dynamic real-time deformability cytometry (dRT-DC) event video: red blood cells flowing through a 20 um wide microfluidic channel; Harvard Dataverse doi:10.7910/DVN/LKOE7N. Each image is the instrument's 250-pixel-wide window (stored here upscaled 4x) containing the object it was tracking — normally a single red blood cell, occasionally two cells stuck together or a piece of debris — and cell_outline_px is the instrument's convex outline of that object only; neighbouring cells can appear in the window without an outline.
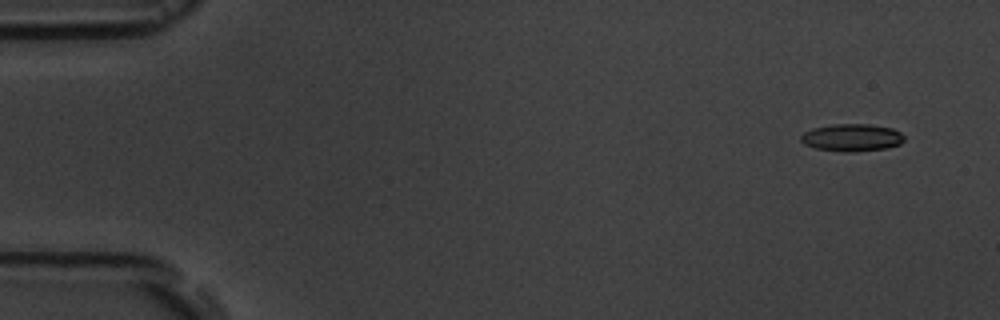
{"species": "common noctule bat (a hibernating species)", "species_latin": "Nyctalus noctula", "temperature_condition": "room temperature", "stored_images_in_passage": 4, "camera_frame_rate_fps": 3000, "um_per_image_px": 0.085, "animal": {"sex": "male", "body_mass_g": 19.5, "forearm_length_mm": 54.6}, "frame": {"image": 1, "passage_image": 1, "time_ms": 0.0, "image_size_px": [1000, 320], "cell_outline_px": [[904, 140], [900, 144], [884, 148], [852, 152], [844, 152], [816, 148], [804, 144], [800, 140], [800, 136], [804, 132], [812, 128], [832, 124], [872, 124], [892, 128], [900, 132], [904, 136]], "centroid_in_image_um": [72.39, 11.68], "position_along_channel_um": 12.6, "area_um2": 16.53}}
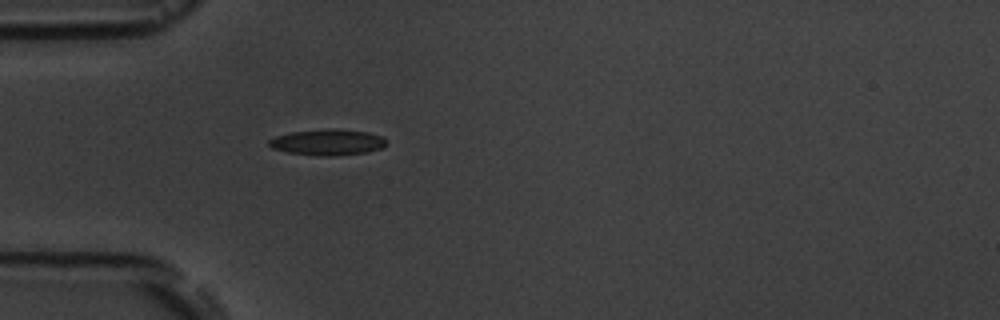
{"frame": {"image": 2, "passage_image": 4, "time_ms": 4.333, "image_size_px": [1000, 320], "cell_outline_px": [[388, 144], [380, 148], [368, 152], [332, 156], [316, 156], [288, 152], [272, 148], [268, 144], [268, 140], [276, 136], [292, 132], [328, 128], [368, 132], [380, 136], [388, 140]], "centroid_in_image_um": [27.86, 12.09], "position_along_channel_um": 57.1, "area_um2": 17.8}}